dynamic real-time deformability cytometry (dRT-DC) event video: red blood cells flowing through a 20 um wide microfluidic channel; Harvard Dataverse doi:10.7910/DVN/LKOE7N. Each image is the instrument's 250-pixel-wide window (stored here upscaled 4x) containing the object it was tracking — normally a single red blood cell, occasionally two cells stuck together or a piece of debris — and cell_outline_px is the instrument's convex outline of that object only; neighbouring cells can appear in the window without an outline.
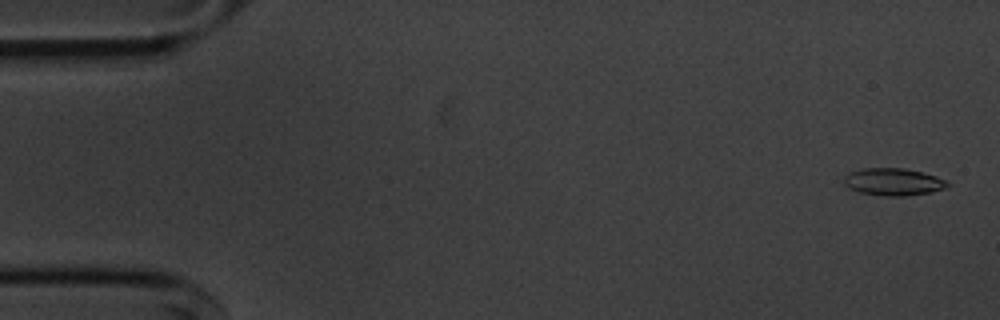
{"species": "common noctule bat (a hibernating species)", "species_latin": "Nyctalus noctula", "temperature_condition": "cold", "stored_images_in_passage": 50, "segment_of_instrument_passage": [1, 2], "camera_frame_rate_fps": 3000, "um_per_image_px": 0.085, "animal": {"sex": "male", "body_mass_g": 20.1, "forearm_length_mm": 53.5}, "frame": {"image": 1, "passage_image": 2, "time_ms": 0.333, "image_size_px": [1000, 320], "cell_outline_px": [[952, 184], [944, 188], [932, 192], [904, 196], [888, 196], [860, 192], [848, 188], [844, 184], [844, 176], [852, 172], [864, 168], [904, 168], [936, 176]], "centroid_in_image_um": [75.93, 15.46], "position_along_channel_um": 9.1, "area_um2": 16.3}}
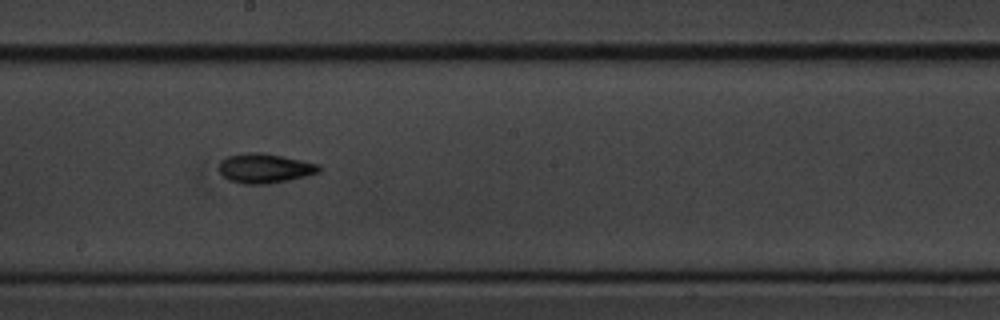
{"frame": {"image": 2, "passage_image": 30, "time_ms": 9.667, "image_size_px": [1000, 320], "cell_outline_px": [[320, 172], [288, 180], [268, 184], [244, 184], [228, 180], [220, 172], [220, 160], [228, 156], [248, 152], [264, 152], [320, 164]], "centroid_in_image_um": [22.5, 14.3], "position_along_channel_um": 225.7, "area_um2": 17.22}}
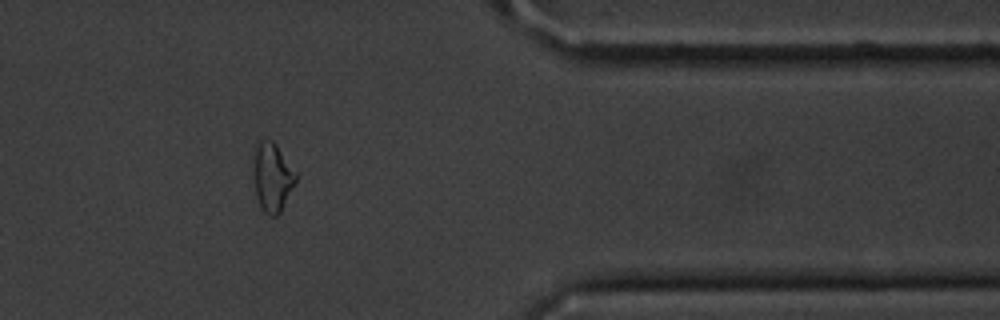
{"frame": {"image": 3, "passage_image": 45, "time_ms": 14.667, "image_size_px": [1000, 320], "cell_outline_px": [[296, 184], [280, 212], [276, 216], [268, 216], [260, 208], [256, 196], [252, 172], [252, 168], [256, 148], [260, 140], [272, 140], [276, 144], [296, 172]], "centroid_in_image_um": [23.14, 15.09], "position_along_channel_um": 388.3, "area_um2": 17.17}}